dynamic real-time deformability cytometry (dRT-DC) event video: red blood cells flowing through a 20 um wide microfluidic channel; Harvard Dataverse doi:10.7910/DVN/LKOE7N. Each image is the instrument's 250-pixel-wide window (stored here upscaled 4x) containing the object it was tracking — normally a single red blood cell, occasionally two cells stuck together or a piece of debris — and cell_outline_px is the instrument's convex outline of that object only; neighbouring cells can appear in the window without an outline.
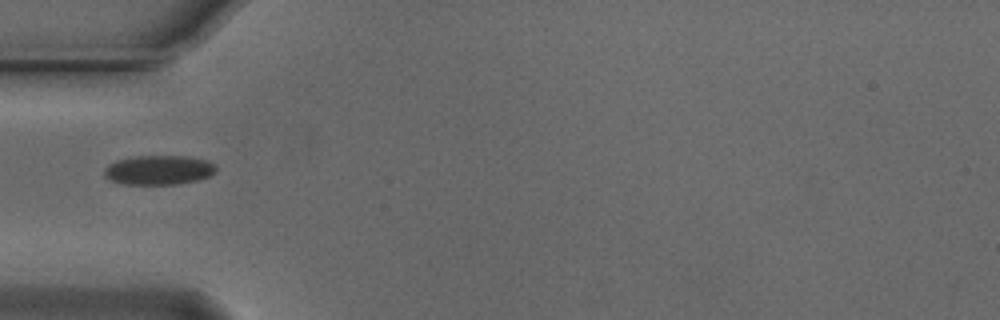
{"species": "Egyptian fruit bat (a non-hibernating species)", "species_latin": "Rousettus aegyptiacus", "temperature_condition": "cold", "stored_images_in_passage": 38, "camera_frame_rate_fps": 3000, "um_per_image_px": 0.085, "animal": {"sex": "male"}, "frame": {"image": 1, "passage_image": 1, "time_ms": 0.0, "image_size_px": [1000, 320], "cell_outline_px": [[216, 172], [208, 176], [196, 180], [176, 184], [120, 184], [104, 176], [104, 168], [108, 164], [116, 160], [136, 156], [184, 156], [208, 160], [216, 164]], "centroid_in_image_um": [13.48, 14.44], "position_along_channel_um": 71.5, "area_um2": 19.19}}
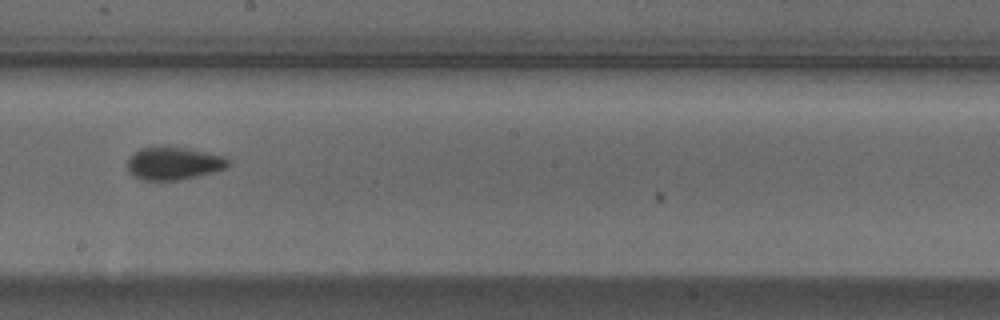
{"frame": {"image": 2, "passage_image": 14, "time_ms": 4.333, "image_size_px": [1000, 320], "cell_outline_px": [[232, 164], [228, 168], [180, 180], [140, 180], [132, 176], [128, 172], [128, 160], [140, 148], [160, 144], [168, 144], [188, 148], [224, 156], [232, 160]], "centroid_in_image_um": [14.78, 13.85], "position_along_channel_um": 233.4, "area_um2": 19.94}}
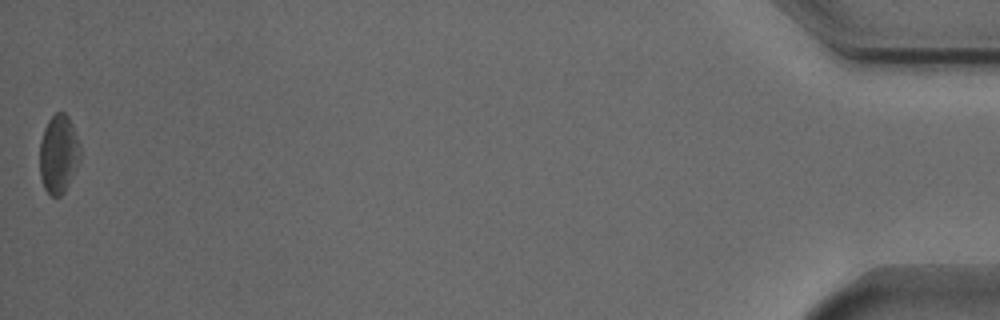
{"frame": {"image": 3, "passage_image": 38, "time_ms": 12.333, "image_size_px": [1000, 320], "cell_outline_px": [[80, 160], [64, 192], [60, 196], [52, 196], [44, 188], [40, 176], [40, 140], [44, 128], [48, 120], [56, 112], [64, 112], [68, 116], [72, 124], [80, 148]], "centroid_in_image_um": [4.96, 13.08], "position_along_channel_um": 430.2, "area_um2": 18.38}}